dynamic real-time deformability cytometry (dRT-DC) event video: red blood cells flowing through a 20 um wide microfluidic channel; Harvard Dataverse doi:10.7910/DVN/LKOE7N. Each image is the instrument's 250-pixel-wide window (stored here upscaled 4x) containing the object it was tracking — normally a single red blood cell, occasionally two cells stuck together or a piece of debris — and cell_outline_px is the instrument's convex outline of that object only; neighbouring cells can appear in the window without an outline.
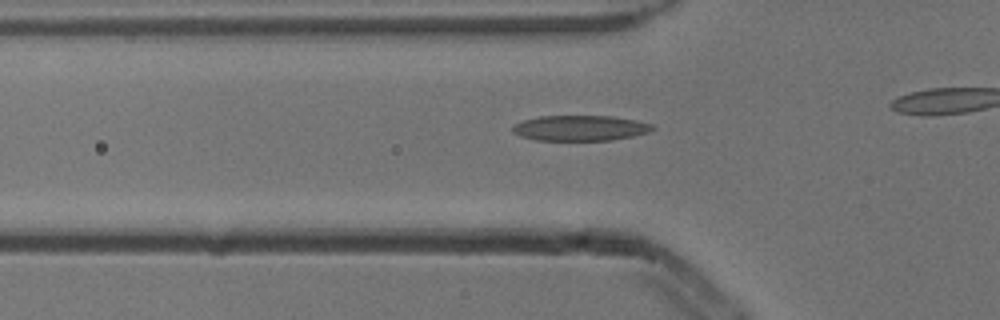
{"species": "common noctule bat (a hibernating species)", "species_latin": "Nyctalus noctula", "temperature_condition": "cold", "stored_images_in_passage": 9, "camera_frame_rate_fps": 3000, "um_per_image_px": 0.085, "animal": {"sex": "male", "body_mass_g": 13.3}, "frame": {"image": 1, "passage_image": 6, "time_ms": 1.667, "image_size_px": [1000, 320], "cell_outline_px": [[656, 128], [648, 132], [632, 136], [612, 140], [536, 140], [520, 136], [512, 132], [512, 128], [516, 124], [524, 120], [540, 116], [612, 116], [636, 120], [652, 124]], "centroid_in_image_um": [49.33, 10.88], "position_along_channel_um": 76.5, "area_um2": 20.63}}
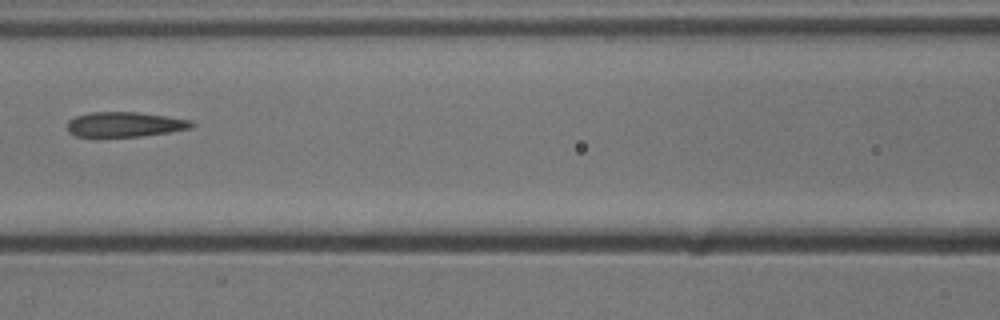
{"frame": {"image": 2, "passage_image": 8, "time_ms": 2.333, "image_size_px": [1000, 320], "cell_outline_px": [[196, 124], [192, 128], [168, 132], [140, 136], [76, 136], [68, 132], [68, 120], [76, 116], [88, 112], [136, 112], [192, 120]], "centroid_in_image_um": [10.61, 10.56], "position_along_channel_um": 156.0, "area_um2": 17.92}}
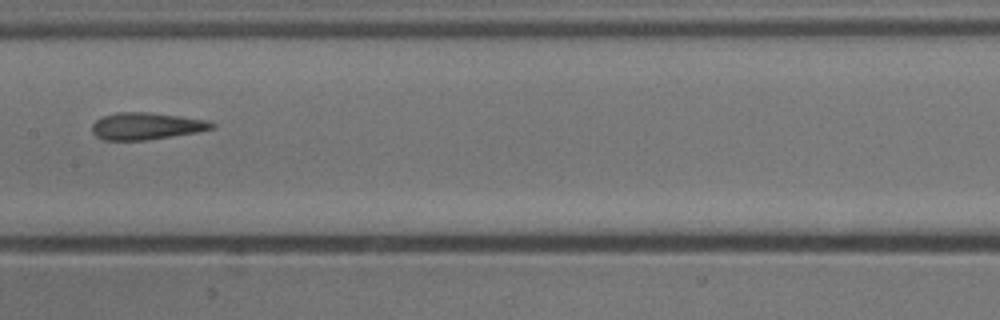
{"frame": {"image": 3, "passage_image": 9, "time_ms": 2.667, "image_size_px": [1000, 320], "cell_outline_px": [[216, 128], [196, 132], [144, 140], [104, 140], [96, 136], [92, 132], [92, 124], [96, 120], [104, 116], [116, 112], [148, 112], [180, 116], [208, 120], [216, 124]], "centroid_in_image_um": [12.44, 10.71], "position_along_channel_um": 195.0, "area_um2": 18.79}}